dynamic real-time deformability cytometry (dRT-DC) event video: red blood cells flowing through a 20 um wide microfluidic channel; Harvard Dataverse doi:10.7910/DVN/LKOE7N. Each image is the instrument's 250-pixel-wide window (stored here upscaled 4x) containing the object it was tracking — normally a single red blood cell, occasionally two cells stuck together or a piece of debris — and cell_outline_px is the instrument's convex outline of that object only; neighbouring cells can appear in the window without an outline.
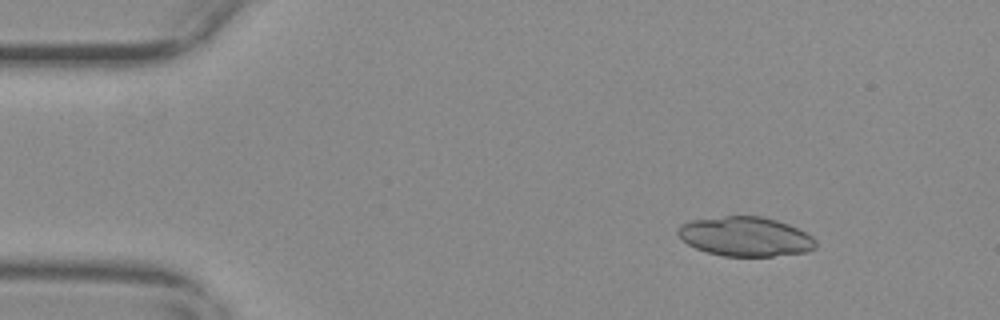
{"species": "common noctule bat (a hibernating species)", "species_latin": "Nyctalus noctula", "temperature_condition": "warm", "stored_images_in_passage": 54, "segment_of_instrument_passage": [1, 2], "camera_frame_rate_fps": 3000, "um_per_image_px": 0.085, "animal": {"sex": "female", "body_mass_g": 29.2, "forearm_length_mm": 56.3}, "frame": {"image": 1, "passage_image": 6, "time_ms": 1.667, "image_size_px": [1000, 320], "cell_outline_px": [[816, 248], [808, 252], [772, 256], [724, 256], [708, 252], [696, 248], [688, 244], [676, 232], [676, 228], [680, 224], [692, 220], [724, 216], [760, 216], [776, 220], [788, 224], [812, 236], [816, 240]], "centroid_in_image_um": [63.36, 20.11], "position_along_channel_um": 21.6, "area_um2": 31.62}}